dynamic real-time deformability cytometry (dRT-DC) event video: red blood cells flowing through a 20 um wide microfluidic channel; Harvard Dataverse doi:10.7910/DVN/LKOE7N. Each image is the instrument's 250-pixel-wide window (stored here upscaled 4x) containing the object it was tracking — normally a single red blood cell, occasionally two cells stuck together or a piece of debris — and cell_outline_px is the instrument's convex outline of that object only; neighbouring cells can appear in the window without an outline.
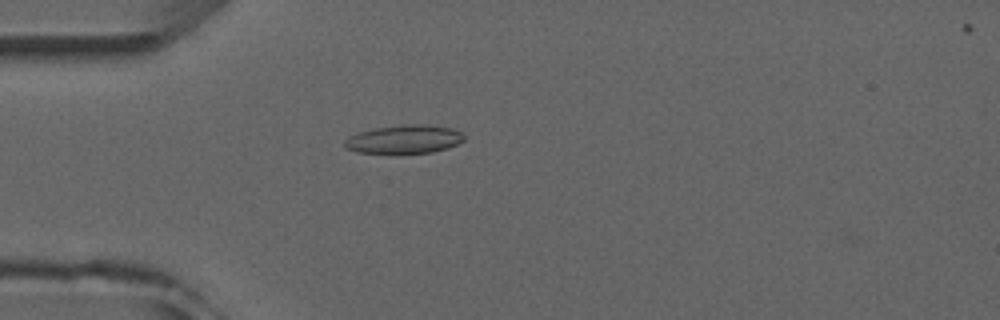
{"species": "common noctule bat (a hibernating species)", "species_latin": "Nyctalus noctula", "temperature_condition": "room temperature", "stored_images_in_passage": 2, "camera_frame_rate_fps": 3000, "um_per_image_px": 0.085, "animal": {"sex": "male", "forearm_length_mm": 52.5}, "frame": {"image": 1, "passage_image": 2, "time_ms": 1.333, "image_size_px": [1000, 320], "cell_outline_px": [[464, 140], [448, 148], [432, 152], [356, 152], [344, 148], [344, 140], [348, 136], [360, 132], [376, 128], [400, 124], [428, 124], [452, 128], [460, 132], [464, 136]], "centroid_in_image_um": [34.35, 11.81], "position_along_channel_um": 50.7, "area_um2": 19.65}}